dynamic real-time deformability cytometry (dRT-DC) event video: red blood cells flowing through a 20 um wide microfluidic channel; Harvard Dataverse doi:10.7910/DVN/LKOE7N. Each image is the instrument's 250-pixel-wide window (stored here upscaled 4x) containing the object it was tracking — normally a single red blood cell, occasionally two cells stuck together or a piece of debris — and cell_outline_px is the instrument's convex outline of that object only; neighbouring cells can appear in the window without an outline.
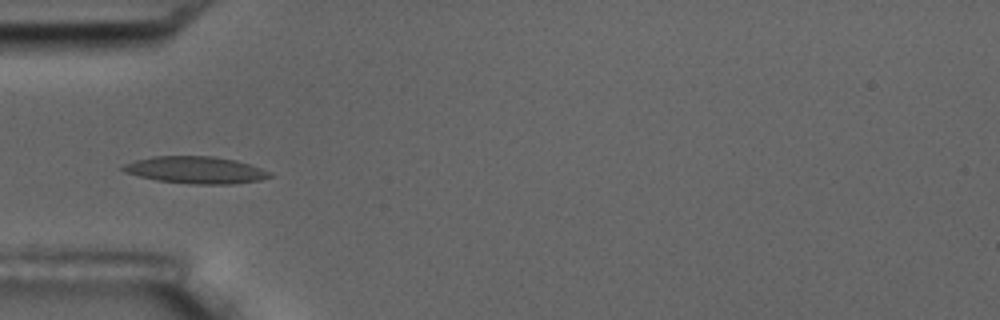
{"species": "common noctule bat (a hibernating species)", "species_latin": "Nyctalus noctula", "temperature_condition": "room temperature", "stored_images_in_passage": 5, "camera_frame_rate_fps": 3000, "um_per_image_px": 0.085, "animal": {"sex": "male", "body_mass_g": 17.5, "forearm_length_mm": 52.3}, "frame": {"image": 1, "passage_image": 5, "time_ms": 5.667, "image_size_px": [1000, 320], "cell_outline_px": [[272, 176], [260, 180], [236, 184], [192, 184], [156, 180], [124, 172], [120, 168], [120, 164], [152, 156], [212, 156], [236, 160], [272, 172]], "centroid_in_image_um": [16.61, 14.45], "position_along_channel_um": 68.4, "area_um2": 23.24}}